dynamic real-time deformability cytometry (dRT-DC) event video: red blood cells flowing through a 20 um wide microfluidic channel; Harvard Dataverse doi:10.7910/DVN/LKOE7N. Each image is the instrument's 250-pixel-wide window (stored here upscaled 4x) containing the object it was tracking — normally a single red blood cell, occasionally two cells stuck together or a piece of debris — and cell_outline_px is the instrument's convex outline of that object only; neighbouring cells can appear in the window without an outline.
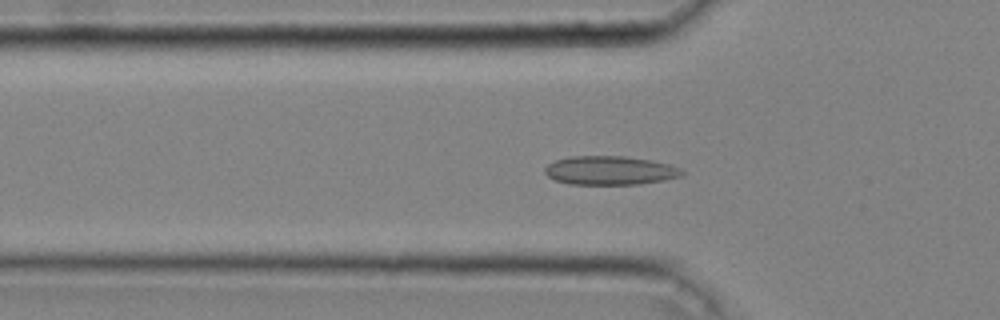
{"species": "common noctule bat (a hibernating species)", "species_latin": "Nyctalus noctula", "temperature_condition": "cold", "stored_images_in_passage": 47, "camera_frame_rate_fps": 3000, "um_per_image_px": 0.085, "animal": {"sex": "male", "body_mass_g": 20.4}, "frame": {"image": 1, "passage_image": 16, "time_ms": 5.0, "image_size_px": [1000, 320], "cell_outline_px": [[684, 176], [664, 180], [640, 184], [568, 184], [556, 180], [548, 176], [544, 172], [544, 168], [548, 164], [556, 160], [568, 156], [624, 156], [652, 160], [668, 164], [680, 168], [684, 172]], "centroid_in_image_um": [51.86, 14.48], "position_along_channel_um": 73.9, "area_um2": 23.12}}
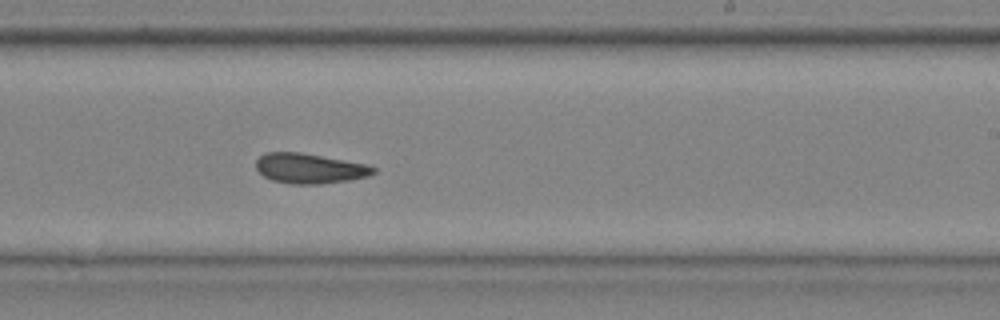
{"frame": {"image": 2, "passage_image": 30, "time_ms": 9.667, "image_size_px": [1000, 320], "cell_outline_px": [[376, 172], [368, 176], [348, 180], [320, 184], [292, 184], [272, 180], [264, 176], [256, 168], [256, 160], [264, 152], [300, 152], [368, 164], [376, 168]], "centroid_in_image_um": [26.32, 14.31], "position_along_channel_um": 262.7, "area_um2": 20.58}}
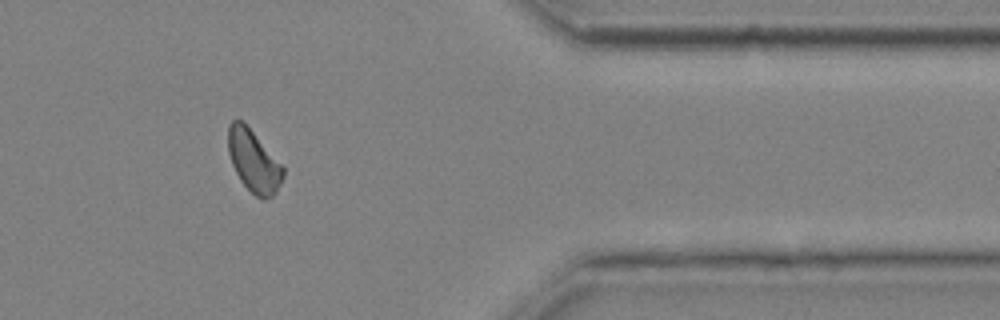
{"frame": {"image": 3, "passage_image": 41, "time_ms": 13.333, "image_size_px": [1000, 320], "cell_outline_px": [[284, 176], [276, 192], [272, 196], [264, 200], [260, 200], [240, 180], [232, 164], [228, 152], [228, 124], [232, 120], [240, 120], [252, 132], [284, 168]], "centroid_in_image_um": [21.54, 13.73], "position_along_channel_um": 389.9, "area_um2": 19.36}}